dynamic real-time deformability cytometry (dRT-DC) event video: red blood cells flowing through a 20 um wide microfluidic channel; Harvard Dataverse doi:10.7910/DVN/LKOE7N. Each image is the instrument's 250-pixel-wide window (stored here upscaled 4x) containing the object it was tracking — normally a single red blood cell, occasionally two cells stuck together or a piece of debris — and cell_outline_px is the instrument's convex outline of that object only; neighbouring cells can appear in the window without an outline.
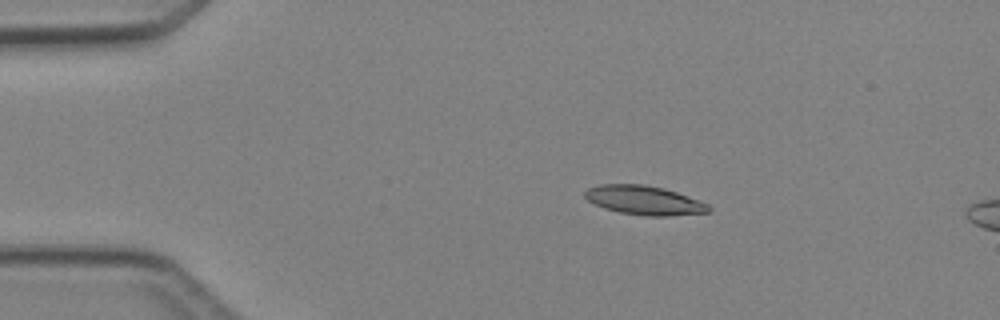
{"species": "Egyptian fruit bat (a non-hibernating species)", "species_latin": "Rousettus aegyptiacus", "temperature_condition": "cold", "stored_images_in_passage": 3, "camera_frame_rate_fps": 3000, "um_per_image_px": 0.085, "animal": {"sex": "female"}, "frame": {"image": 1, "passage_image": 1, "time_ms": 0.0, "image_size_px": [1000, 320], "cell_outline_px": [[712, 212], [668, 216], [644, 216], [620, 212], [604, 208], [588, 200], [584, 196], [584, 192], [588, 188], [600, 184], [644, 184], [664, 188], [676, 192], [708, 204], [712, 208]], "centroid_in_image_um": [54.77, 17.02], "position_along_channel_um": 30.2, "area_um2": 20.98}}